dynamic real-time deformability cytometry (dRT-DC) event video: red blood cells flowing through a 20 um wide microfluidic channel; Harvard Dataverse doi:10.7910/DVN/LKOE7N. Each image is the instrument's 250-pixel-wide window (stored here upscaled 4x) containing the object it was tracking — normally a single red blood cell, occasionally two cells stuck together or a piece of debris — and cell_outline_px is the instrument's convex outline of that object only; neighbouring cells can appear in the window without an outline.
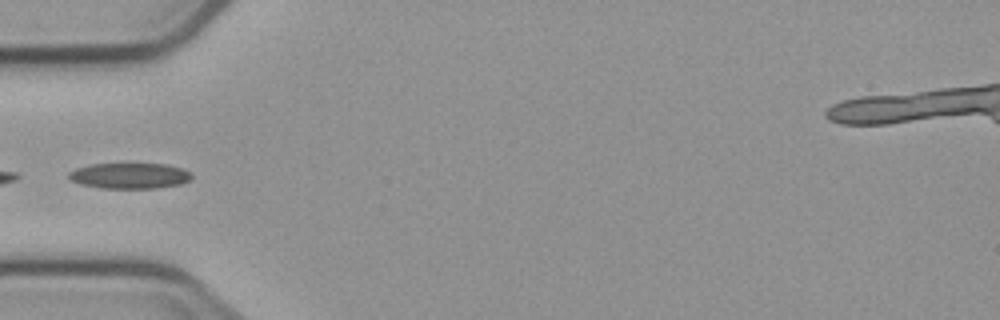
{"species": "common noctule bat (a hibernating species)", "species_latin": "Nyctalus noctula", "temperature_condition": "cold", "stored_images_in_passage": 5, "camera_frame_rate_fps": 3000, "um_per_image_px": 0.085, "animal": {"sex": "male", "body_mass_g": 23.1, "forearm_length_mm": 52.7}, "frame": {"image": 1, "passage_image": 4, "time_ms": 4.667, "image_size_px": [1000, 320], "cell_outline_px": [[192, 180], [180, 184], [156, 188], [100, 188], [80, 184], [72, 180], [68, 176], [68, 172], [76, 168], [92, 164], [164, 164], [180, 168], [188, 172], [192, 176]], "centroid_in_image_um": [11.0, 14.94], "position_along_channel_um": 74.0, "area_um2": 18.26}}
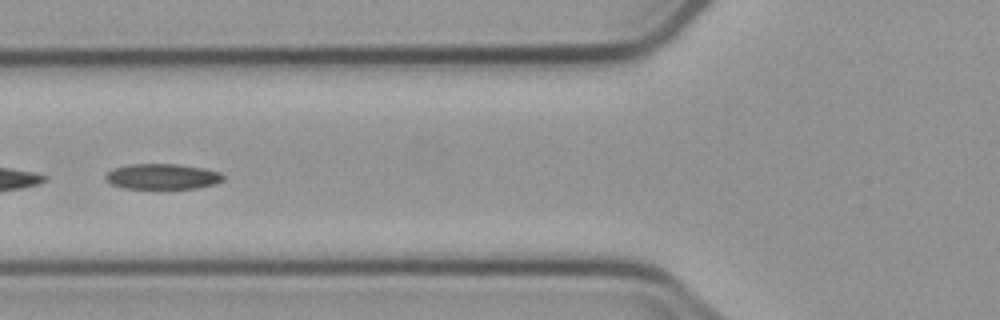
{"frame": {"image": 2, "passage_image": 5, "time_ms": 5.667, "image_size_px": [1000, 320], "cell_outline_px": [[224, 180], [216, 184], [196, 188], [124, 188], [112, 184], [104, 176], [108, 172], [116, 168], [128, 164], [176, 164], [204, 168], [220, 172], [224, 176]], "centroid_in_image_um": [13.85, 15.0], "position_along_channel_um": 112.0, "area_um2": 17.34}}